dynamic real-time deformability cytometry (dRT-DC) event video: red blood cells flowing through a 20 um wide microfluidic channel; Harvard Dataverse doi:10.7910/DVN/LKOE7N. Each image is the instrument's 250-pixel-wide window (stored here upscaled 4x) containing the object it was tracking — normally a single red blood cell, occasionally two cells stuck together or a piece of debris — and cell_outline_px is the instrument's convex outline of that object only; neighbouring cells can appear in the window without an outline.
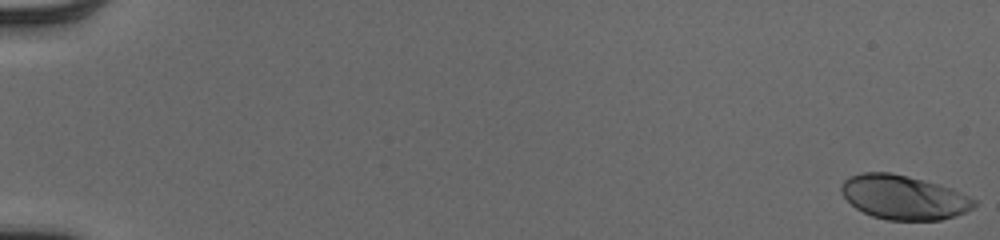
{"species": "human", "species_latin": "Homo sapiens", "temperature_condition": "cold", "stored_images_in_passage": 54, "camera_frame_rate_fps": 3000, "um_per_image_px": 0.085, "donor": {"sex": "male"}, "frame": {"image": 1, "passage_image": 1, "time_ms": 0.0, "image_size_px": [1000, 240], "cell_outline_px": [[976, 204], [972, 208], [956, 216], [940, 220], [888, 220], [872, 216], [856, 208], [840, 192], [840, 188], [844, 180], [848, 176], [864, 172], [888, 172], [952, 188], [976, 200]], "centroid_in_image_um": [76.79, 16.78], "position_along_channel_um": 8.2, "area_um2": 33.87}}
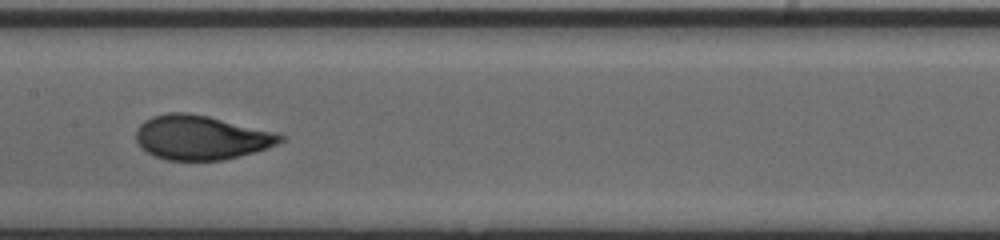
{"frame": {"image": 2, "passage_image": 30, "time_ms": 9.667, "image_size_px": [1000, 240], "cell_outline_px": [[284, 140], [276, 144], [252, 152], [224, 160], [168, 160], [156, 156], [140, 148], [136, 140], [136, 128], [144, 120], [152, 116], [168, 112], [188, 112], [208, 116], [280, 132], [284, 136]], "centroid_in_image_um": [17.08, 11.67], "position_along_channel_um": 190.3, "area_um2": 37.4}}
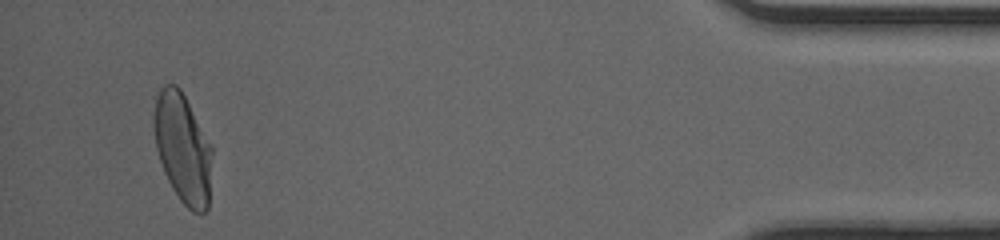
{"frame": {"image": 3, "passage_image": 52, "time_ms": 17.0, "image_size_px": [1000, 240], "cell_outline_px": [[212, 152], [208, 208], [200, 216], [192, 212], [180, 200], [172, 188], [164, 172], [156, 148], [152, 124], [152, 116], [156, 96], [160, 88], [164, 84], [176, 84], [180, 88], [212, 144]], "centroid_in_image_um": [15.52, 12.58], "position_along_channel_um": 419.7, "area_um2": 37.69}, "authors_computed_cell_mechanics": {"area_um2": 36.414, "velocity_mm_per_s": 3.9824, "shape_relaxation_time_tau1_ms": 2.8981, "shape_relaxation_time_tau2_ms": null, "deformation_change_tau1": 0.1701, "deformation_change_tau2": null}}